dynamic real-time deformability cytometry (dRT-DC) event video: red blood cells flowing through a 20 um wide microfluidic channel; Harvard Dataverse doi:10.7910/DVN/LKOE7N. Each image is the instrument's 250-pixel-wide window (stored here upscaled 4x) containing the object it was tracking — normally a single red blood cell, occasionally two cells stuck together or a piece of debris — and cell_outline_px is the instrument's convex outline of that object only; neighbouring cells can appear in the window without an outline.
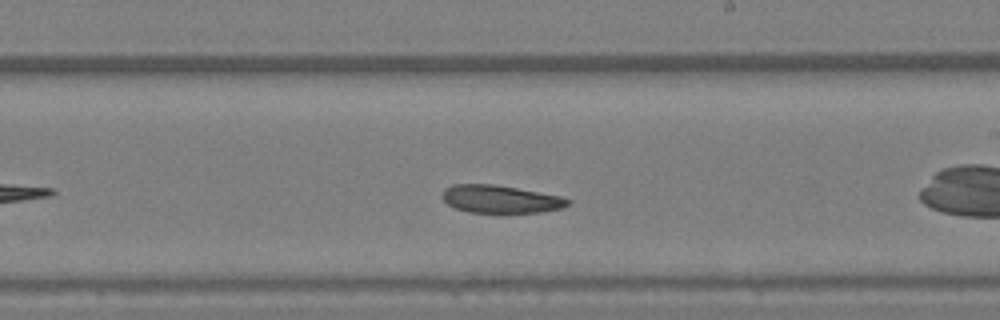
{"species": "Egyptian fruit bat (a non-hibernating species)", "species_latin": "Rousettus aegyptiacus", "temperature_condition": "warm", "stored_images_in_passage": 25, "camera_frame_rate_fps": 3000, "um_per_image_px": 0.085, "animal": {"sex": "female"}, "frame": {"image": 1, "passage_image": 10, "time_ms": 3.0, "image_size_px": [1000, 320], "cell_outline_px": [[572, 200], [568, 204], [560, 208], [540, 212], [468, 212], [456, 208], [448, 204], [440, 196], [444, 188], [452, 184], [492, 184], [516, 188], [560, 196]], "centroid_in_image_um": [42.48, 16.91], "position_along_channel_um": 246.5, "area_um2": 20.11}}
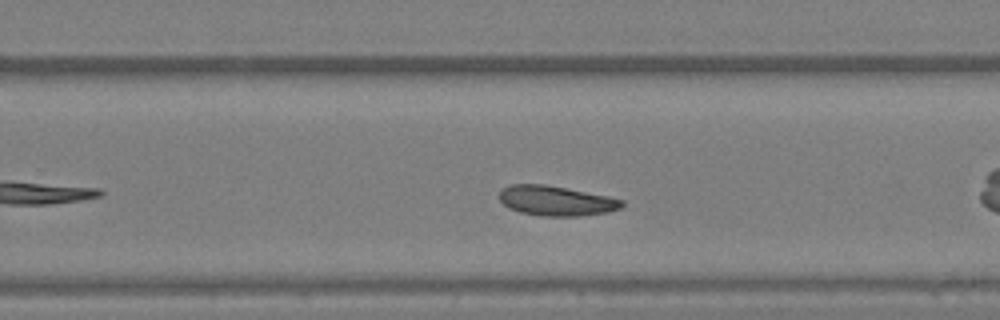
{"frame": {"image": 2, "passage_image": 12, "time_ms": 3.667, "image_size_px": [1000, 320], "cell_outline_px": [[624, 204], [620, 208], [608, 212], [580, 216], [544, 216], [520, 212], [508, 208], [500, 200], [500, 188], [508, 184], [544, 184], [608, 196], [624, 200]], "centroid_in_image_um": [47.25, 17.06], "position_along_channel_um": 282.6, "area_um2": 21.39}}